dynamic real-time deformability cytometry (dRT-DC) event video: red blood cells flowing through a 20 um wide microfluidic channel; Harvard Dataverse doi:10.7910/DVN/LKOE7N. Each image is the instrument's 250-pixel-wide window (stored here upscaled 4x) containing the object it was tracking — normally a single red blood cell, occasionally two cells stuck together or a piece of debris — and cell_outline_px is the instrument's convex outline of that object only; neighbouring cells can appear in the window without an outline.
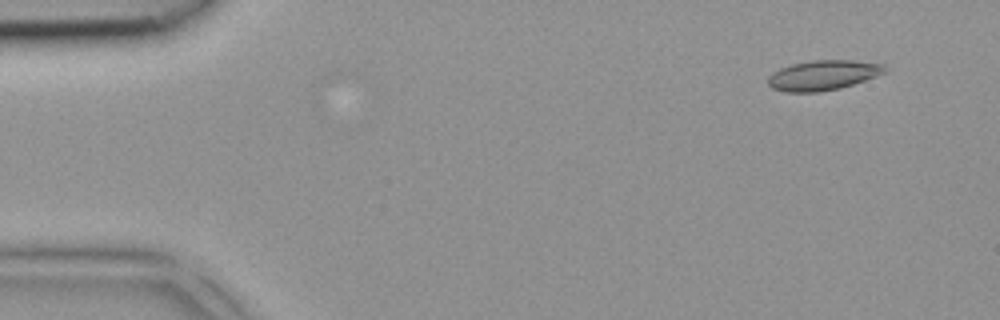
{"species": "common noctule bat (a hibernating species)", "species_latin": "Nyctalus noctula", "temperature_condition": "room temperature", "stored_images_in_passage": 3, "camera_frame_rate_fps": 3000, "um_per_image_px": 0.085, "animal": {"sex": "female", "body_mass_g": 18.4}, "frame": {"image": 1, "passage_image": 1, "time_ms": 0.0, "image_size_px": [1000, 320], "cell_outline_px": [[888, 72], [840, 88], [820, 92], [784, 92], [772, 88], [768, 84], [768, 76], [772, 72], [780, 68], [792, 64], [812, 60], [852, 60], [884, 64]], "centroid_in_image_um": [69.95, 6.39], "position_along_channel_um": 15.1, "area_um2": 20.46}}